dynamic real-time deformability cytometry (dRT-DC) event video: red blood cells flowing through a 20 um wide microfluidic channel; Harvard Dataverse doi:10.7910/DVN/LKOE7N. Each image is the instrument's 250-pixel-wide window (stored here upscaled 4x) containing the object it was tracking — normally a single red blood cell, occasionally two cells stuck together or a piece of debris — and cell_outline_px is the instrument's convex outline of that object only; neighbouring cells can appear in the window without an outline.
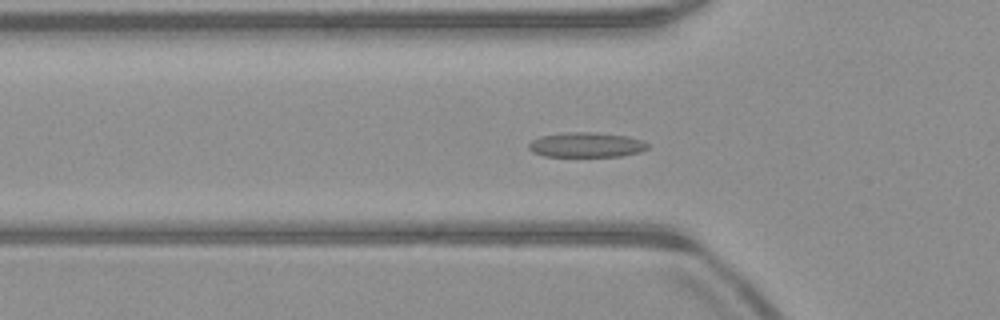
{"species": "common noctule bat (a hibernating species)", "species_latin": "Nyctalus noctula", "temperature_condition": "warm", "stored_images_in_passage": 52, "camera_frame_rate_fps": 3000, "um_per_image_px": 0.085, "animal": {"sex": "male", "body_mass_g": 23.1, "forearm_length_mm": 52.7}, "frame": {"image": 1, "passage_image": 16, "time_ms": 5.0, "image_size_px": [1000, 320], "cell_outline_px": [[648, 148], [640, 152], [620, 156], [544, 156], [532, 152], [528, 148], [528, 144], [532, 140], [540, 136], [560, 132], [596, 132], [628, 136], [644, 140], [648, 144]], "centroid_in_image_um": [49.83, 12.3], "position_along_channel_um": 76.0, "area_um2": 17.46}}
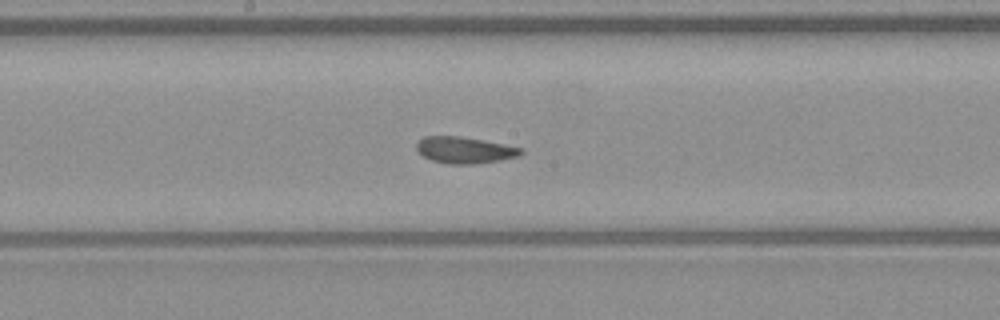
{"frame": {"image": 2, "passage_image": 26, "time_ms": 8.333, "image_size_px": [1000, 320], "cell_outline_px": [[524, 152], [520, 156], [500, 160], [476, 164], [448, 164], [432, 160], [424, 156], [416, 148], [416, 144], [424, 136], [460, 136], [484, 140], [524, 148]], "centroid_in_image_um": [39.54, 12.75], "position_along_channel_um": 208.7, "area_um2": 16.18}}
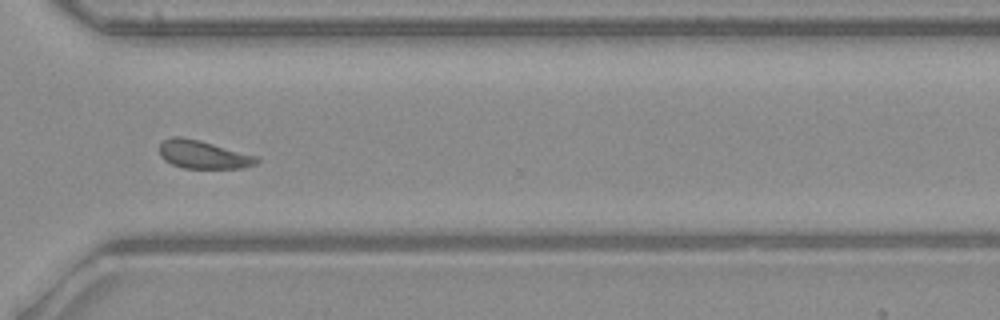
{"frame": {"image": 3, "passage_image": 37, "time_ms": 12.0, "image_size_px": [1000, 320], "cell_outline_px": [[260, 160], [256, 164], [244, 168], [184, 168], [172, 164], [164, 160], [160, 156], [160, 144], [164, 140], [172, 136], [180, 136], [200, 140], [260, 156]], "centroid_in_image_um": [17.32, 13.13], "position_along_channel_um": 353.3, "area_um2": 16.18}, "authors_computed_cell_mechanics": {"area_um2": 16.5597, "velocity_mm_per_s": 3.9546, "shape_relaxation_time_tau1_ms": null, "shape_relaxation_time_tau2_ms": 2.5246, "deformation_change_tau1": null, "deformation_change_tau2": 0.0695}}